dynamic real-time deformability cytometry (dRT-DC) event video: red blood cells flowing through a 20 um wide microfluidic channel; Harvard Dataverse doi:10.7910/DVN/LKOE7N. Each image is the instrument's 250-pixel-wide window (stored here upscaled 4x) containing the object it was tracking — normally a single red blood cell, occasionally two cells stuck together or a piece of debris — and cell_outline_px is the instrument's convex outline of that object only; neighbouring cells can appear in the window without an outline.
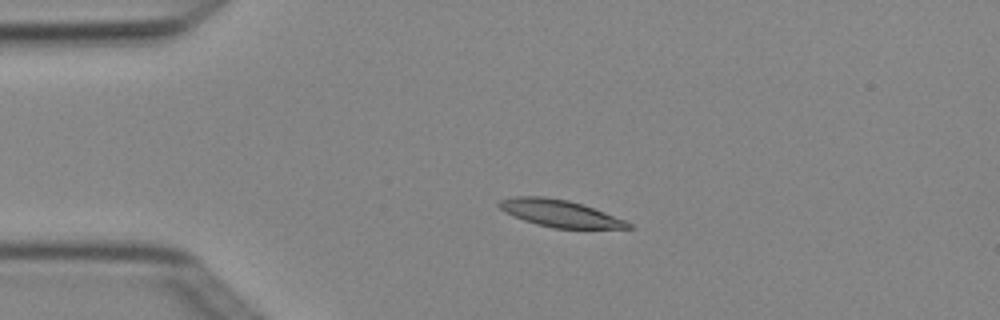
{"species": "Egyptian fruit bat (a non-hibernating species)", "species_latin": "Rousettus aegyptiacus", "temperature_condition": "cold", "stored_images_in_passage": 5, "camera_frame_rate_fps": 3000, "um_per_image_px": 0.085, "animal": {"sex": "female"}, "frame": {"image": 1, "passage_image": 3, "time_ms": 0.667, "image_size_px": [1000, 320], "cell_outline_px": [[636, 228], [552, 228], [536, 224], [524, 220], [504, 212], [496, 204], [500, 200], [512, 196], [544, 196], [568, 200], [584, 204], [624, 220], [632, 224]], "centroid_in_image_um": [47.55, 18.12], "position_along_channel_um": 37.4, "area_um2": 20.35}}
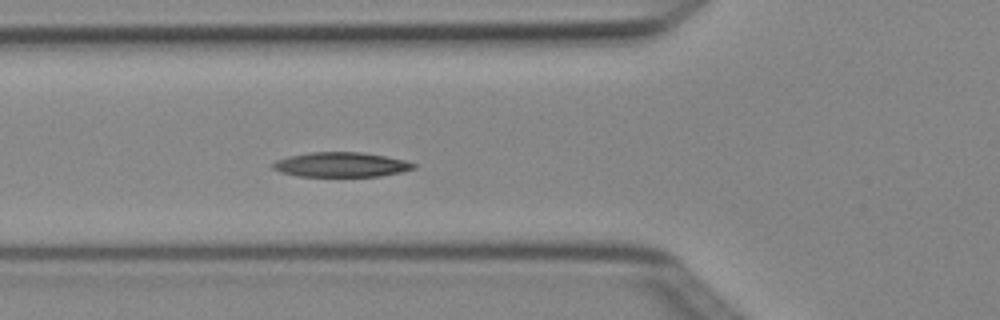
{"frame": {"image": 2, "passage_image": 5, "time_ms": 1.333, "image_size_px": [1000, 320], "cell_outline_px": [[416, 168], [400, 172], [380, 176], [296, 176], [280, 172], [272, 168], [272, 164], [276, 160], [288, 156], [312, 152], [360, 152], [384, 156], [404, 160], [416, 164]], "centroid_in_image_um": [28.96, 13.99], "position_along_channel_um": 96.8, "area_um2": 20.17}}